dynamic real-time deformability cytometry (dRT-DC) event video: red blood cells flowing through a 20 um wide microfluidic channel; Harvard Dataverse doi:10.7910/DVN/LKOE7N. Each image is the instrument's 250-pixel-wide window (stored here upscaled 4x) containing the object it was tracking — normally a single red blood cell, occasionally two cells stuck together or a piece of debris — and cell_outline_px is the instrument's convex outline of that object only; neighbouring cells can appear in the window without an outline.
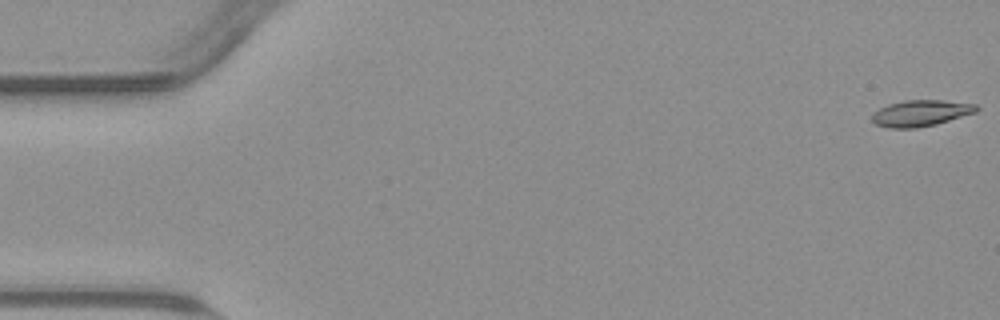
{"species": "common noctule bat (a hibernating species)", "species_latin": "Nyctalus noctula", "temperature_condition": "warm", "stored_images_in_passage": 55, "camera_frame_rate_fps": 3000, "um_per_image_px": 0.085, "animal": {"sex": "male", "body_mass_g": 23.1, "forearm_length_mm": 52.7}, "frame": {"image": 1, "passage_image": 1, "time_ms": 0.0, "image_size_px": [1000, 320], "cell_outline_px": [[980, 108], [976, 112], [936, 124], [916, 128], [888, 128], [876, 124], [872, 120], [872, 116], [880, 108], [888, 104], [904, 100], [940, 100], [976, 104]], "centroid_in_image_um": [78.28, 9.61], "position_along_channel_um": 6.7, "area_um2": 15.84}}
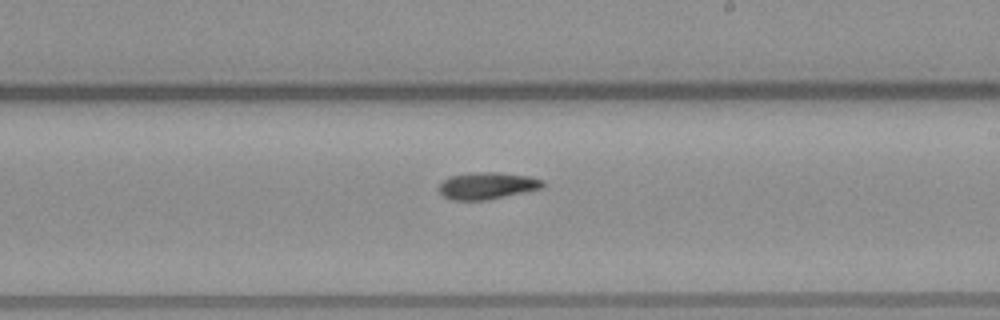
{"frame": {"image": 2, "passage_image": 32, "time_ms": 10.333, "image_size_px": [1000, 320], "cell_outline_px": [[544, 188], [484, 200], [452, 200], [444, 196], [440, 192], [440, 184], [448, 176], [472, 172], [496, 172], [528, 176], [544, 180]], "centroid_in_image_um": [41.41, 15.77], "position_along_channel_um": 247.6, "area_um2": 16.18}}
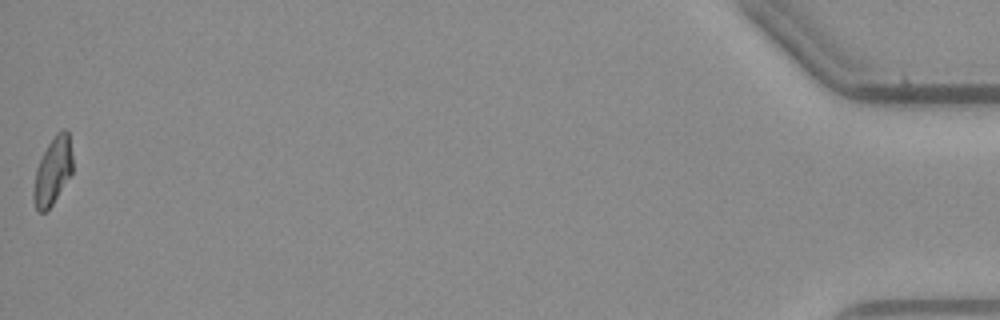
{"frame": {"image": 3, "passage_image": 55, "time_ms": 18.0, "image_size_px": [1000, 320], "cell_outline_px": [[72, 172], [52, 204], [44, 212], [40, 212], [36, 208], [32, 196], [32, 192], [36, 168], [48, 144], [56, 132], [64, 128], [68, 132], [72, 156]], "centroid_in_image_um": [4.47, 14.52], "position_along_channel_um": 430.7, "area_um2": 15.09}}